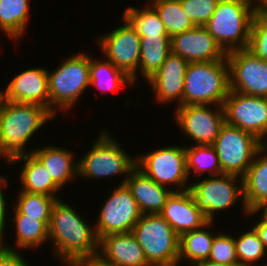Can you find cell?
Returning a JSON list of instances; mask_svg holds the SVG:
<instances>
[{
    "mask_svg": "<svg viewBox=\"0 0 267 266\" xmlns=\"http://www.w3.org/2000/svg\"><path fill=\"white\" fill-rule=\"evenodd\" d=\"M213 225V221H208L201 228L179 237V265L184 261L193 264L208 260L215 236L210 230Z\"/></svg>",
    "mask_w": 267,
    "mask_h": 266,
    "instance_id": "4316f807",
    "label": "cell"
},
{
    "mask_svg": "<svg viewBox=\"0 0 267 266\" xmlns=\"http://www.w3.org/2000/svg\"><path fill=\"white\" fill-rule=\"evenodd\" d=\"M188 266H230V265L214 263V262H211L209 260H206V261L196 262V263L190 264Z\"/></svg>",
    "mask_w": 267,
    "mask_h": 266,
    "instance_id": "b9f144b4",
    "label": "cell"
},
{
    "mask_svg": "<svg viewBox=\"0 0 267 266\" xmlns=\"http://www.w3.org/2000/svg\"><path fill=\"white\" fill-rule=\"evenodd\" d=\"M18 162V163H17ZM24 162L20 169V191L29 193L44 194L51 197H59L61 188L52 180L50 174L45 169L42 162L33 154H26L12 159L9 164H20Z\"/></svg>",
    "mask_w": 267,
    "mask_h": 266,
    "instance_id": "cb8c5ba5",
    "label": "cell"
},
{
    "mask_svg": "<svg viewBox=\"0 0 267 266\" xmlns=\"http://www.w3.org/2000/svg\"><path fill=\"white\" fill-rule=\"evenodd\" d=\"M187 173L193 177L202 176L207 171L209 176L223 174L218 155L212 145H185Z\"/></svg>",
    "mask_w": 267,
    "mask_h": 266,
    "instance_id": "f546056e",
    "label": "cell"
},
{
    "mask_svg": "<svg viewBox=\"0 0 267 266\" xmlns=\"http://www.w3.org/2000/svg\"><path fill=\"white\" fill-rule=\"evenodd\" d=\"M123 12L140 37L168 36L155 8L146 1L143 7L128 6Z\"/></svg>",
    "mask_w": 267,
    "mask_h": 266,
    "instance_id": "4dcf8cb0",
    "label": "cell"
},
{
    "mask_svg": "<svg viewBox=\"0 0 267 266\" xmlns=\"http://www.w3.org/2000/svg\"><path fill=\"white\" fill-rule=\"evenodd\" d=\"M20 253L0 246V266H32Z\"/></svg>",
    "mask_w": 267,
    "mask_h": 266,
    "instance_id": "f35d334b",
    "label": "cell"
},
{
    "mask_svg": "<svg viewBox=\"0 0 267 266\" xmlns=\"http://www.w3.org/2000/svg\"><path fill=\"white\" fill-rule=\"evenodd\" d=\"M135 157L136 167L157 184L173 192L189 190L185 145H166Z\"/></svg>",
    "mask_w": 267,
    "mask_h": 266,
    "instance_id": "9c48e42d",
    "label": "cell"
},
{
    "mask_svg": "<svg viewBox=\"0 0 267 266\" xmlns=\"http://www.w3.org/2000/svg\"><path fill=\"white\" fill-rule=\"evenodd\" d=\"M73 55V56H72ZM67 57L55 70L47 71L49 112H67L90 87V55L85 51Z\"/></svg>",
    "mask_w": 267,
    "mask_h": 266,
    "instance_id": "277c9868",
    "label": "cell"
},
{
    "mask_svg": "<svg viewBox=\"0 0 267 266\" xmlns=\"http://www.w3.org/2000/svg\"><path fill=\"white\" fill-rule=\"evenodd\" d=\"M32 153L42 162L52 180L61 189L78 178V160L75 161V152L68 148L49 145L34 148Z\"/></svg>",
    "mask_w": 267,
    "mask_h": 266,
    "instance_id": "603a6c76",
    "label": "cell"
},
{
    "mask_svg": "<svg viewBox=\"0 0 267 266\" xmlns=\"http://www.w3.org/2000/svg\"><path fill=\"white\" fill-rule=\"evenodd\" d=\"M125 184L130 189L142 214H160L167 198L173 192L157 184L136 166L129 173Z\"/></svg>",
    "mask_w": 267,
    "mask_h": 266,
    "instance_id": "44dd1931",
    "label": "cell"
},
{
    "mask_svg": "<svg viewBox=\"0 0 267 266\" xmlns=\"http://www.w3.org/2000/svg\"><path fill=\"white\" fill-rule=\"evenodd\" d=\"M186 105L174 108L173 120L193 145H213L225 124L223 106Z\"/></svg>",
    "mask_w": 267,
    "mask_h": 266,
    "instance_id": "7c38bea8",
    "label": "cell"
},
{
    "mask_svg": "<svg viewBox=\"0 0 267 266\" xmlns=\"http://www.w3.org/2000/svg\"><path fill=\"white\" fill-rule=\"evenodd\" d=\"M76 209L61 198L51 211L49 242L52 243L55 259L60 260L63 266H71L76 260L99 251L95 226L82 218L84 216Z\"/></svg>",
    "mask_w": 267,
    "mask_h": 266,
    "instance_id": "6da1fadb",
    "label": "cell"
},
{
    "mask_svg": "<svg viewBox=\"0 0 267 266\" xmlns=\"http://www.w3.org/2000/svg\"><path fill=\"white\" fill-rule=\"evenodd\" d=\"M180 237L182 234L201 228L208 222L199 210L189 190L172 192L159 214Z\"/></svg>",
    "mask_w": 267,
    "mask_h": 266,
    "instance_id": "d6986e66",
    "label": "cell"
},
{
    "mask_svg": "<svg viewBox=\"0 0 267 266\" xmlns=\"http://www.w3.org/2000/svg\"><path fill=\"white\" fill-rule=\"evenodd\" d=\"M113 189L102 204L95 221L96 225L94 224L98 239L108 234L132 232L142 216L126 184H118Z\"/></svg>",
    "mask_w": 267,
    "mask_h": 266,
    "instance_id": "8fae6325",
    "label": "cell"
},
{
    "mask_svg": "<svg viewBox=\"0 0 267 266\" xmlns=\"http://www.w3.org/2000/svg\"><path fill=\"white\" fill-rule=\"evenodd\" d=\"M115 266H150L132 232L108 234L99 239V251Z\"/></svg>",
    "mask_w": 267,
    "mask_h": 266,
    "instance_id": "ffe728a7",
    "label": "cell"
},
{
    "mask_svg": "<svg viewBox=\"0 0 267 266\" xmlns=\"http://www.w3.org/2000/svg\"><path fill=\"white\" fill-rule=\"evenodd\" d=\"M48 68H28L16 74L0 89V97L6 101L37 104L49 111Z\"/></svg>",
    "mask_w": 267,
    "mask_h": 266,
    "instance_id": "2e32d148",
    "label": "cell"
},
{
    "mask_svg": "<svg viewBox=\"0 0 267 266\" xmlns=\"http://www.w3.org/2000/svg\"><path fill=\"white\" fill-rule=\"evenodd\" d=\"M225 123L251 133L264 145L267 137V98L229 90L223 104Z\"/></svg>",
    "mask_w": 267,
    "mask_h": 266,
    "instance_id": "9a60e30c",
    "label": "cell"
},
{
    "mask_svg": "<svg viewBox=\"0 0 267 266\" xmlns=\"http://www.w3.org/2000/svg\"><path fill=\"white\" fill-rule=\"evenodd\" d=\"M259 266H261L260 264H258ZM262 266H267V261H266V263H264Z\"/></svg>",
    "mask_w": 267,
    "mask_h": 266,
    "instance_id": "ee69618b",
    "label": "cell"
},
{
    "mask_svg": "<svg viewBox=\"0 0 267 266\" xmlns=\"http://www.w3.org/2000/svg\"><path fill=\"white\" fill-rule=\"evenodd\" d=\"M97 136L86 154L78 159V178L101 179L123 175L120 185L125 184L136 166V157L126 152L108 130L103 128Z\"/></svg>",
    "mask_w": 267,
    "mask_h": 266,
    "instance_id": "5b68a950",
    "label": "cell"
},
{
    "mask_svg": "<svg viewBox=\"0 0 267 266\" xmlns=\"http://www.w3.org/2000/svg\"><path fill=\"white\" fill-rule=\"evenodd\" d=\"M257 7L264 13H267V0H256Z\"/></svg>",
    "mask_w": 267,
    "mask_h": 266,
    "instance_id": "7bdbcfd3",
    "label": "cell"
},
{
    "mask_svg": "<svg viewBox=\"0 0 267 266\" xmlns=\"http://www.w3.org/2000/svg\"><path fill=\"white\" fill-rule=\"evenodd\" d=\"M93 57L90 54V87L104 94L119 91L125 84L134 87L132 79L110 61Z\"/></svg>",
    "mask_w": 267,
    "mask_h": 266,
    "instance_id": "83f0119b",
    "label": "cell"
},
{
    "mask_svg": "<svg viewBox=\"0 0 267 266\" xmlns=\"http://www.w3.org/2000/svg\"><path fill=\"white\" fill-rule=\"evenodd\" d=\"M171 52L188 63L226 59L227 53L210 35L205 26L193 28L171 37Z\"/></svg>",
    "mask_w": 267,
    "mask_h": 266,
    "instance_id": "e0dca14e",
    "label": "cell"
},
{
    "mask_svg": "<svg viewBox=\"0 0 267 266\" xmlns=\"http://www.w3.org/2000/svg\"><path fill=\"white\" fill-rule=\"evenodd\" d=\"M247 49L267 61V13L255 10Z\"/></svg>",
    "mask_w": 267,
    "mask_h": 266,
    "instance_id": "d590c367",
    "label": "cell"
},
{
    "mask_svg": "<svg viewBox=\"0 0 267 266\" xmlns=\"http://www.w3.org/2000/svg\"><path fill=\"white\" fill-rule=\"evenodd\" d=\"M17 195L14 207L21 214L42 220L49 227L53 205L60 197H51L26 191H19Z\"/></svg>",
    "mask_w": 267,
    "mask_h": 266,
    "instance_id": "d6a6232c",
    "label": "cell"
},
{
    "mask_svg": "<svg viewBox=\"0 0 267 266\" xmlns=\"http://www.w3.org/2000/svg\"><path fill=\"white\" fill-rule=\"evenodd\" d=\"M132 233L150 266H179V236L159 214H142Z\"/></svg>",
    "mask_w": 267,
    "mask_h": 266,
    "instance_id": "52a82bcc",
    "label": "cell"
},
{
    "mask_svg": "<svg viewBox=\"0 0 267 266\" xmlns=\"http://www.w3.org/2000/svg\"><path fill=\"white\" fill-rule=\"evenodd\" d=\"M189 191L208 221L214 222L218 212L222 210L225 212L224 210L233 207L237 201H242L240 205L242 210L244 209L243 213L246 216L249 213L244 201L241 176L225 173L208 176L196 183H191Z\"/></svg>",
    "mask_w": 267,
    "mask_h": 266,
    "instance_id": "ba28073f",
    "label": "cell"
},
{
    "mask_svg": "<svg viewBox=\"0 0 267 266\" xmlns=\"http://www.w3.org/2000/svg\"><path fill=\"white\" fill-rule=\"evenodd\" d=\"M229 89L241 94L267 98V61L246 49L227 53Z\"/></svg>",
    "mask_w": 267,
    "mask_h": 266,
    "instance_id": "5bb4252c",
    "label": "cell"
},
{
    "mask_svg": "<svg viewBox=\"0 0 267 266\" xmlns=\"http://www.w3.org/2000/svg\"><path fill=\"white\" fill-rule=\"evenodd\" d=\"M227 59L188 64L183 91V106H223L229 93Z\"/></svg>",
    "mask_w": 267,
    "mask_h": 266,
    "instance_id": "8992f818",
    "label": "cell"
},
{
    "mask_svg": "<svg viewBox=\"0 0 267 266\" xmlns=\"http://www.w3.org/2000/svg\"><path fill=\"white\" fill-rule=\"evenodd\" d=\"M8 177H4V176H0V243L1 242H4L5 241V231L6 230V222H7V215L8 212H7V208L8 206L6 205L7 202V199H6V195L5 193H3L4 191V188H6V186H8ZM3 189V190H2Z\"/></svg>",
    "mask_w": 267,
    "mask_h": 266,
    "instance_id": "74e56055",
    "label": "cell"
},
{
    "mask_svg": "<svg viewBox=\"0 0 267 266\" xmlns=\"http://www.w3.org/2000/svg\"><path fill=\"white\" fill-rule=\"evenodd\" d=\"M122 19L123 25L99 36L96 43L106 60L132 78L139 69L141 37L125 17Z\"/></svg>",
    "mask_w": 267,
    "mask_h": 266,
    "instance_id": "4fadbf2b",
    "label": "cell"
},
{
    "mask_svg": "<svg viewBox=\"0 0 267 266\" xmlns=\"http://www.w3.org/2000/svg\"><path fill=\"white\" fill-rule=\"evenodd\" d=\"M171 53V38L169 36H146L141 37V54L139 60V69L131 78L134 84H137L138 77H144L146 81L151 78L155 72L166 61ZM140 72V74H138Z\"/></svg>",
    "mask_w": 267,
    "mask_h": 266,
    "instance_id": "484cf974",
    "label": "cell"
},
{
    "mask_svg": "<svg viewBox=\"0 0 267 266\" xmlns=\"http://www.w3.org/2000/svg\"><path fill=\"white\" fill-rule=\"evenodd\" d=\"M234 241L239 266H256L260 259L262 262V259L267 256V250L252 226L234 237Z\"/></svg>",
    "mask_w": 267,
    "mask_h": 266,
    "instance_id": "836d02e7",
    "label": "cell"
},
{
    "mask_svg": "<svg viewBox=\"0 0 267 266\" xmlns=\"http://www.w3.org/2000/svg\"><path fill=\"white\" fill-rule=\"evenodd\" d=\"M55 117L37 104L6 101L0 97V158L9 163L26 154L28 142L39 129Z\"/></svg>",
    "mask_w": 267,
    "mask_h": 266,
    "instance_id": "7a4b0ae2",
    "label": "cell"
},
{
    "mask_svg": "<svg viewBox=\"0 0 267 266\" xmlns=\"http://www.w3.org/2000/svg\"><path fill=\"white\" fill-rule=\"evenodd\" d=\"M188 64L184 58L171 52L161 67L147 80L157 104L175 101L174 108L183 106L184 79Z\"/></svg>",
    "mask_w": 267,
    "mask_h": 266,
    "instance_id": "ac0fdd59",
    "label": "cell"
},
{
    "mask_svg": "<svg viewBox=\"0 0 267 266\" xmlns=\"http://www.w3.org/2000/svg\"><path fill=\"white\" fill-rule=\"evenodd\" d=\"M29 0H0V31L12 41L20 40L30 21Z\"/></svg>",
    "mask_w": 267,
    "mask_h": 266,
    "instance_id": "f1b7e54d",
    "label": "cell"
},
{
    "mask_svg": "<svg viewBox=\"0 0 267 266\" xmlns=\"http://www.w3.org/2000/svg\"><path fill=\"white\" fill-rule=\"evenodd\" d=\"M212 146L222 173L242 177L264 144L251 133L225 123Z\"/></svg>",
    "mask_w": 267,
    "mask_h": 266,
    "instance_id": "30bf717a",
    "label": "cell"
},
{
    "mask_svg": "<svg viewBox=\"0 0 267 266\" xmlns=\"http://www.w3.org/2000/svg\"><path fill=\"white\" fill-rule=\"evenodd\" d=\"M257 214L260 216L258 218L259 220L256 221L255 225L253 224L252 227L258 233L261 242L267 250V213L264 210L249 211L247 216L252 217V215L255 216Z\"/></svg>",
    "mask_w": 267,
    "mask_h": 266,
    "instance_id": "ab89813d",
    "label": "cell"
},
{
    "mask_svg": "<svg viewBox=\"0 0 267 266\" xmlns=\"http://www.w3.org/2000/svg\"><path fill=\"white\" fill-rule=\"evenodd\" d=\"M243 196L248 211L267 207V145L255 155L252 164L242 176Z\"/></svg>",
    "mask_w": 267,
    "mask_h": 266,
    "instance_id": "7402d4cb",
    "label": "cell"
},
{
    "mask_svg": "<svg viewBox=\"0 0 267 266\" xmlns=\"http://www.w3.org/2000/svg\"><path fill=\"white\" fill-rule=\"evenodd\" d=\"M256 8V0H220L205 28L226 53L246 49Z\"/></svg>",
    "mask_w": 267,
    "mask_h": 266,
    "instance_id": "3957f363",
    "label": "cell"
},
{
    "mask_svg": "<svg viewBox=\"0 0 267 266\" xmlns=\"http://www.w3.org/2000/svg\"><path fill=\"white\" fill-rule=\"evenodd\" d=\"M217 234V235H216ZM208 260L214 263L239 266L236 255L234 235L231 233H216Z\"/></svg>",
    "mask_w": 267,
    "mask_h": 266,
    "instance_id": "e575fe53",
    "label": "cell"
},
{
    "mask_svg": "<svg viewBox=\"0 0 267 266\" xmlns=\"http://www.w3.org/2000/svg\"><path fill=\"white\" fill-rule=\"evenodd\" d=\"M13 216L9 220L15 224V247L9 243L1 242L0 246L9 250L18 251L21 249H38L43 243L49 241V227L42 221L36 218L28 217L21 214L15 207L12 210ZM20 248V249H19Z\"/></svg>",
    "mask_w": 267,
    "mask_h": 266,
    "instance_id": "d4e9b609",
    "label": "cell"
},
{
    "mask_svg": "<svg viewBox=\"0 0 267 266\" xmlns=\"http://www.w3.org/2000/svg\"><path fill=\"white\" fill-rule=\"evenodd\" d=\"M71 266H115L106 261L100 254H94L76 260Z\"/></svg>",
    "mask_w": 267,
    "mask_h": 266,
    "instance_id": "60d3db41",
    "label": "cell"
},
{
    "mask_svg": "<svg viewBox=\"0 0 267 266\" xmlns=\"http://www.w3.org/2000/svg\"><path fill=\"white\" fill-rule=\"evenodd\" d=\"M220 0H180L181 6L195 26H205Z\"/></svg>",
    "mask_w": 267,
    "mask_h": 266,
    "instance_id": "8d00e7d4",
    "label": "cell"
},
{
    "mask_svg": "<svg viewBox=\"0 0 267 266\" xmlns=\"http://www.w3.org/2000/svg\"><path fill=\"white\" fill-rule=\"evenodd\" d=\"M150 3L160 16L167 35L183 33L195 25L184 12L181 2L177 0H146Z\"/></svg>",
    "mask_w": 267,
    "mask_h": 266,
    "instance_id": "1f68e13d",
    "label": "cell"
}]
</instances>
